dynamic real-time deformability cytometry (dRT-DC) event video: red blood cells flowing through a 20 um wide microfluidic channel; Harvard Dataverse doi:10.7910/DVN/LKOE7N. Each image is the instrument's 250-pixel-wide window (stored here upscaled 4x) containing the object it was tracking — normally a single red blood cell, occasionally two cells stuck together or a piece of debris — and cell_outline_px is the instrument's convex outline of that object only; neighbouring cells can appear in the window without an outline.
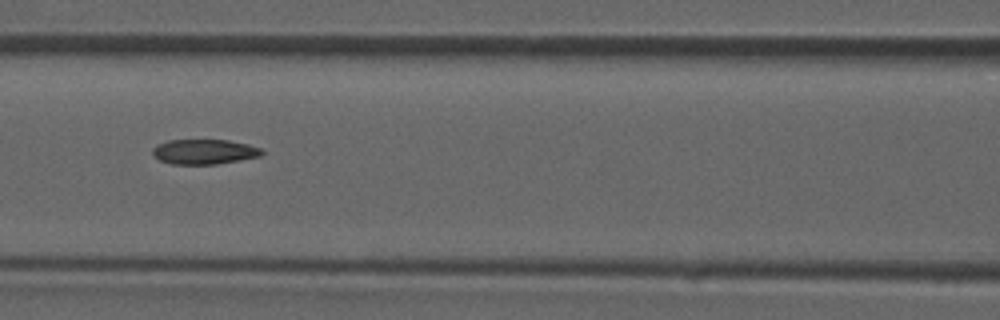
{"species": "common noctule bat (a hibernating species)", "species_latin": "Nyctalus noctula", "temperature_condition": "room temperature", "stored_images_in_passage": 46, "camera_frame_rate_fps": 3000, "um_per_image_px": 0.085, "animal": {"sex": "male", "forearm_length_mm": 52.5}, "frame": {"image": 1, "passage_image": 20, "time_ms": 6.333, "image_size_px": [1000, 320], "cell_outline_px": [[264, 152], [260, 156], [240, 160], [216, 164], [172, 164], [160, 160], [152, 152], [152, 148], [156, 144], [168, 140], [228, 140], [248, 144], [260, 148]], "centroid_in_image_um": [17.35, 12.89], "position_along_channel_um": 149.2, "area_um2": 15.84}}